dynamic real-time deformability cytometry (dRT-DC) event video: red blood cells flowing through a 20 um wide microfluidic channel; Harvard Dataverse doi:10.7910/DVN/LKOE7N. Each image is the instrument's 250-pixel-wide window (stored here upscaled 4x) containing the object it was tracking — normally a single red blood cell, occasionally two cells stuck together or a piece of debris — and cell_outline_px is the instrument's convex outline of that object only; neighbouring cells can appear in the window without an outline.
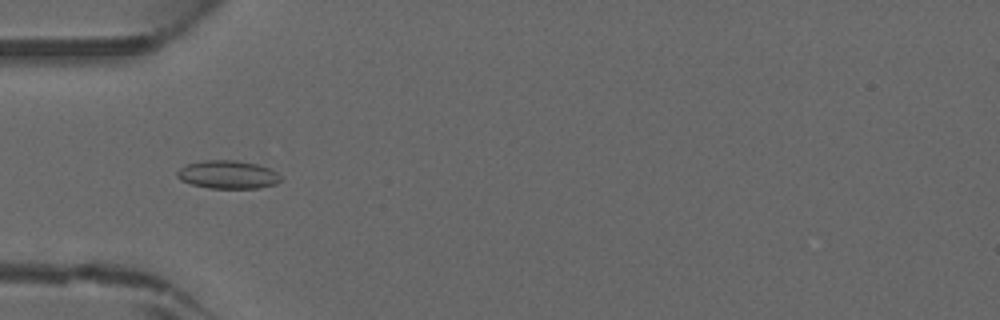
{"species": "common noctule bat (a hibernating species)", "species_latin": "Nyctalus noctula", "temperature_condition": "warm", "stored_images_in_passage": 31, "camera_frame_rate_fps": 3000, "um_per_image_px": 0.085, "animal": {"sex": "male", "forearm_length_mm": 52.5}, "frame": {"image": 1, "passage_image": 1, "time_ms": 0.0, "image_size_px": [1000, 320], "cell_outline_px": [[280, 180], [276, 184], [260, 188], [208, 188], [192, 184], [180, 180], [176, 176], [176, 172], [184, 164], [204, 160], [236, 160], [256, 164], [268, 168], [276, 172], [280, 176]], "centroid_in_image_um": [19.32, 14.84], "position_along_channel_um": 65.7, "area_um2": 17.05}}
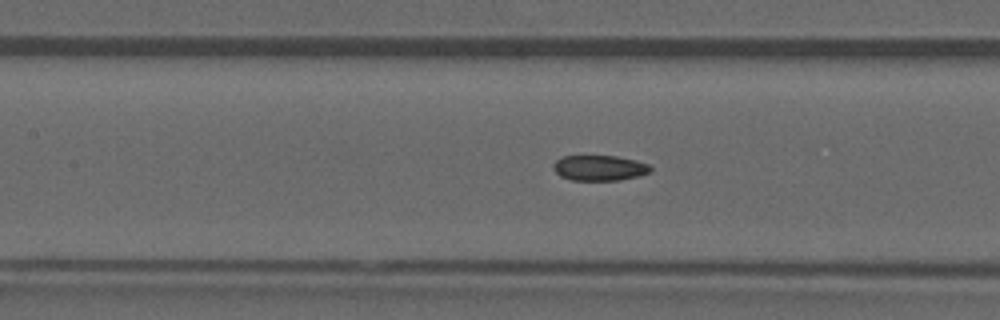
{"frame": {"image": 2, "passage_image": 7, "time_ms": 2.0, "image_size_px": [1000, 320], "cell_outline_px": [[652, 172], [640, 176], [620, 180], [572, 180], [560, 176], [552, 168], [552, 164], [560, 156], [616, 156], [636, 160], [648, 164], [652, 168]], "centroid_in_image_um": [50.96, 14.27], "position_along_channel_um": 156.4, "area_um2": 14.57}}
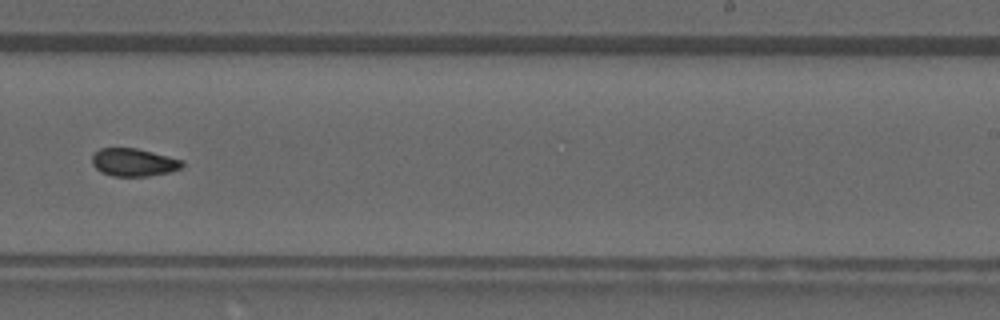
{"frame": {"image": 3, "passage_image": 15, "time_ms": 4.667, "image_size_px": [1000, 320], "cell_outline_px": [[184, 164], [180, 168], [168, 172], [148, 176], [112, 176], [100, 172], [92, 164], [92, 156], [100, 148], [136, 148], [184, 160]], "centroid_in_image_um": [11.35, 13.8], "position_along_channel_um": 277.7, "area_um2": 14.57}}